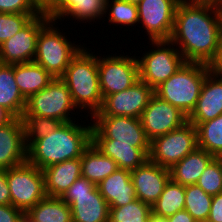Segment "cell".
I'll return each mask as SVG.
<instances>
[{
	"label": "cell",
	"instance_id": "obj_1",
	"mask_svg": "<svg viewBox=\"0 0 222 222\" xmlns=\"http://www.w3.org/2000/svg\"><path fill=\"white\" fill-rule=\"evenodd\" d=\"M222 35V3L181 0L176 8L170 41L186 62L209 64Z\"/></svg>",
	"mask_w": 222,
	"mask_h": 222
},
{
	"label": "cell",
	"instance_id": "obj_2",
	"mask_svg": "<svg viewBox=\"0 0 222 222\" xmlns=\"http://www.w3.org/2000/svg\"><path fill=\"white\" fill-rule=\"evenodd\" d=\"M79 119L80 123V120L62 123L46 137L34 141L27 148V161L43 170L66 160L80 158L92 143V120L88 117L87 120H83V117Z\"/></svg>",
	"mask_w": 222,
	"mask_h": 222
},
{
	"label": "cell",
	"instance_id": "obj_3",
	"mask_svg": "<svg viewBox=\"0 0 222 222\" xmlns=\"http://www.w3.org/2000/svg\"><path fill=\"white\" fill-rule=\"evenodd\" d=\"M91 49L87 48L86 43V47L71 60L61 77L69 88L76 108L81 114L84 111L85 117L89 118L99 112L103 104L96 55L98 53Z\"/></svg>",
	"mask_w": 222,
	"mask_h": 222
},
{
	"label": "cell",
	"instance_id": "obj_4",
	"mask_svg": "<svg viewBox=\"0 0 222 222\" xmlns=\"http://www.w3.org/2000/svg\"><path fill=\"white\" fill-rule=\"evenodd\" d=\"M62 24L50 19L41 28L34 56V62L42 66L53 78H61L71 60L86 45L85 43L83 45L81 43L75 44L76 41L72 42L68 36L72 32H64L65 29L62 27L65 25L59 28Z\"/></svg>",
	"mask_w": 222,
	"mask_h": 222
},
{
	"label": "cell",
	"instance_id": "obj_5",
	"mask_svg": "<svg viewBox=\"0 0 222 222\" xmlns=\"http://www.w3.org/2000/svg\"><path fill=\"white\" fill-rule=\"evenodd\" d=\"M209 72L208 64L185 62L176 73L154 89V94L188 117L196 106Z\"/></svg>",
	"mask_w": 222,
	"mask_h": 222
},
{
	"label": "cell",
	"instance_id": "obj_6",
	"mask_svg": "<svg viewBox=\"0 0 222 222\" xmlns=\"http://www.w3.org/2000/svg\"><path fill=\"white\" fill-rule=\"evenodd\" d=\"M148 42L149 51L137 56L139 79L155 89L176 73L186 61L170 40Z\"/></svg>",
	"mask_w": 222,
	"mask_h": 222
},
{
	"label": "cell",
	"instance_id": "obj_7",
	"mask_svg": "<svg viewBox=\"0 0 222 222\" xmlns=\"http://www.w3.org/2000/svg\"><path fill=\"white\" fill-rule=\"evenodd\" d=\"M79 112L65 82L61 78H54L46 88L27 100L23 115H37L66 123L79 120V116L86 118ZM77 115L78 117L75 118Z\"/></svg>",
	"mask_w": 222,
	"mask_h": 222
},
{
	"label": "cell",
	"instance_id": "obj_8",
	"mask_svg": "<svg viewBox=\"0 0 222 222\" xmlns=\"http://www.w3.org/2000/svg\"><path fill=\"white\" fill-rule=\"evenodd\" d=\"M60 198L70 206L73 222H109L110 206L87 178L79 177Z\"/></svg>",
	"mask_w": 222,
	"mask_h": 222
},
{
	"label": "cell",
	"instance_id": "obj_9",
	"mask_svg": "<svg viewBox=\"0 0 222 222\" xmlns=\"http://www.w3.org/2000/svg\"><path fill=\"white\" fill-rule=\"evenodd\" d=\"M111 55H97L99 83L103 99L111 94L131 87L139 80V64L137 53L132 56L111 51ZM105 55V56H104Z\"/></svg>",
	"mask_w": 222,
	"mask_h": 222
},
{
	"label": "cell",
	"instance_id": "obj_10",
	"mask_svg": "<svg viewBox=\"0 0 222 222\" xmlns=\"http://www.w3.org/2000/svg\"><path fill=\"white\" fill-rule=\"evenodd\" d=\"M11 205L28 212L45 196L43 170L28 161L6 170Z\"/></svg>",
	"mask_w": 222,
	"mask_h": 222
},
{
	"label": "cell",
	"instance_id": "obj_11",
	"mask_svg": "<svg viewBox=\"0 0 222 222\" xmlns=\"http://www.w3.org/2000/svg\"><path fill=\"white\" fill-rule=\"evenodd\" d=\"M197 147L196 127L187 121L181 127L150 142L149 160L170 169Z\"/></svg>",
	"mask_w": 222,
	"mask_h": 222
},
{
	"label": "cell",
	"instance_id": "obj_12",
	"mask_svg": "<svg viewBox=\"0 0 222 222\" xmlns=\"http://www.w3.org/2000/svg\"><path fill=\"white\" fill-rule=\"evenodd\" d=\"M92 140H114V143L131 144L136 148H150V140L140 118L129 116L94 115Z\"/></svg>",
	"mask_w": 222,
	"mask_h": 222
},
{
	"label": "cell",
	"instance_id": "obj_13",
	"mask_svg": "<svg viewBox=\"0 0 222 222\" xmlns=\"http://www.w3.org/2000/svg\"><path fill=\"white\" fill-rule=\"evenodd\" d=\"M181 0H141L137 4L140 24L149 41L170 40L175 12ZM146 30V31H145Z\"/></svg>",
	"mask_w": 222,
	"mask_h": 222
},
{
	"label": "cell",
	"instance_id": "obj_14",
	"mask_svg": "<svg viewBox=\"0 0 222 222\" xmlns=\"http://www.w3.org/2000/svg\"><path fill=\"white\" fill-rule=\"evenodd\" d=\"M50 20L42 12L21 31L0 45V64H18L34 61L37 39L41 28Z\"/></svg>",
	"mask_w": 222,
	"mask_h": 222
},
{
	"label": "cell",
	"instance_id": "obj_15",
	"mask_svg": "<svg viewBox=\"0 0 222 222\" xmlns=\"http://www.w3.org/2000/svg\"><path fill=\"white\" fill-rule=\"evenodd\" d=\"M154 95V89L140 79L124 91L106 96L95 115L140 118Z\"/></svg>",
	"mask_w": 222,
	"mask_h": 222
},
{
	"label": "cell",
	"instance_id": "obj_16",
	"mask_svg": "<svg viewBox=\"0 0 222 222\" xmlns=\"http://www.w3.org/2000/svg\"><path fill=\"white\" fill-rule=\"evenodd\" d=\"M147 138L152 141L187 122V116L167 101L153 95L140 116Z\"/></svg>",
	"mask_w": 222,
	"mask_h": 222
},
{
	"label": "cell",
	"instance_id": "obj_17",
	"mask_svg": "<svg viewBox=\"0 0 222 222\" xmlns=\"http://www.w3.org/2000/svg\"><path fill=\"white\" fill-rule=\"evenodd\" d=\"M136 198L152 206L160 197L170 179V170L149 159L141 166L130 171Z\"/></svg>",
	"mask_w": 222,
	"mask_h": 222
},
{
	"label": "cell",
	"instance_id": "obj_18",
	"mask_svg": "<svg viewBox=\"0 0 222 222\" xmlns=\"http://www.w3.org/2000/svg\"><path fill=\"white\" fill-rule=\"evenodd\" d=\"M27 161V146L21 118L0 126V169L7 170Z\"/></svg>",
	"mask_w": 222,
	"mask_h": 222
},
{
	"label": "cell",
	"instance_id": "obj_19",
	"mask_svg": "<svg viewBox=\"0 0 222 222\" xmlns=\"http://www.w3.org/2000/svg\"><path fill=\"white\" fill-rule=\"evenodd\" d=\"M222 114V76L209 72L202 84L196 106L187 117L195 127Z\"/></svg>",
	"mask_w": 222,
	"mask_h": 222
},
{
	"label": "cell",
	"instance_id": "obj_20",
	"mask_svg": "<svg viewBox=\"0 0 222 222\" xmlns=\"http://www.w3.org/2000/svg\"><path fill=\"white\" fill-rule=\"evenodd\" d=\"M46 196L61 197L82 176L81 157L43 169Z\"/></svg>",
	"mask_w": 222,
	"mask_h": 222
},
{
	"label": "cell",
	"instance_id": "obj_21",
	"mask_svg": "<svg viewBox=\"0 0 222 222\" xmlns=\"http://www.w3.org/2000/svg\"><path fill=\"white\" fill-rule=\"evenodd\" d=\"M97 188L110 207H121L136 199L131 172L117 169L97 184Z\"/></svg>",
	"mask_w": 222,
	"mask_h": 222
},
{
	"label": "cell",
	"instance_id": "obj_22",
	"mask_svg": "<svg viewBox=\"0 0 222 222\" xmlns=\"http://www.w3.org/2000/svg\"><path fill=\"white\" fill-rule=\"evenodd\" d=\"M107 157H111L119 169L132 171L149 159L150 148H136L131 144L114 143V140H92Z\"/></svg>",
	"mask_w": 222,
	"mask_h": 222
},
{
	"label": "cell",
	"instance_id": "obj_23",
	"mask_svg": "<svg viewBox=\"0 0 222 222\" xmlns=\"http://www.w3.org/2000/svg\"><path fill=\"white\" fill-rule=\"evenodd\" d=\"M214 158V155L197 147L169 169L170 178L182 186L196 184L205 168Z\"/></svg>",
	"mask_w": 222,
	"mask_h": 222
},
{
	"label": "cell",
	"instance_id": "obj_24",
	"mask_svg": "<svg viewBox=\"0 0 222 222\" xmlns=\"http://www.w3.org/2000/svg\"><path fill=\"white\" fill-rule=\"evenodd\" d=\"M14 76L23 97L28 100L54 79L42 66L32 62L14 64Z\"/></svg>",
	"mask_w": 222,
	"mask_h": 222
},
{
	"label": "cell",
	"instance_id": "obj_25",
	"mask_svg": "<svg viewBox=\"0 0 222 222\" xmlns=\"http://www.w3.org/2000/svg\"><path fill=\"white\" fill-rule=\"evenodd\" d=\"M26 103L15 80L14 64H0V106L14 117L22 118Z\"/></svg>",
	"mask_w": 222,
	"mask_h": 222
},
{
	"label": "cell",
	"instance_id": "obj_26",
	"mask_svg": "<svg viewBox=\"0 0 222 222\" xmlns=\"http://www.w3.org/2000/svg\"><path fill=\"white\" fill-rule=\"evenodd\" d=\"M118 169L117 163L104 155L91 143L81 156V174L94 184H99Z\"/></svg>",
	"mask_w": 222,
	"mask_h": 222
},
{
	"label": "cell",
	"instance_id": "obj_27",
	"mask_svg": "<svg viewBox=\"0 0 222 222\" xmlns=\"http://www.w3.org/2000/svg\"><path fill=\"white\" fill-rule=\"evenodd\" d=\"M28 213L39 222H73L70 206L60 197L45 196Z\"/></svg>",
	"mask_w": 222,
	"mask_h": 222
},
{
	"label": "cell",
	"instance_id": "obj_28",
	"mask_svg": "<svg viewBox=\"0 0 222 222\" xmlns=\"http://www.w3.org/2000/svg\"><path fill=\"white\" fill-rule=\"evenodd\" d=\"M105 12L106 0H77L57 21L61 23L70 19V21L74 20L73 23L87 24L88 22V25H92L104 20Z\"/></svg>",
	"mask_w": 222,
	"mask_h": 222
},
{
	"label": "cell",
	"instance_id": "obj_29",
	"mask_svg": "<svg viewBox=\"0 0 222 222\" xmlns=\"http://www.w3.org/2000/svg\"><path fill=\"white\" fill-rule=\"evenodd\" d=\"M184 206L185 186L170 178L158 200L151 206V210L154 214L167 218L177 211L184 210Z\"/></svg>",
	"mask_w": 222,
	"mask_h": 222
},
{
	"label": "cell",
	"instance_id": "obj_30",
	"mask_svg": "<svg viewBox=\"0 0 222 222\" xmlns=\"http://www.w3.org/2000/svg\"><path fill=\"white\" fill-rule=\"evenodd\" d=\"M198 148L218 157L222 154V114L196 126Z\"/></svg>",
	"mask_w": 222,
	"mask_h": 222
},
{
	"label": "cell",
	"instance_id": "obj_31",
	"mask_svg": "<svg viewBox=\"0 0 222 222\" xmlns=\"http://www.w3.org/2000/svg\"><path fill=\"white\" fill-rule=\"evenodd\" d=\"M108 14V15H107ZM108 16V17H107ZM109 21V25H119V28H136L138 27L139 15L137 10V4L127 2L125 0H106V12L104 21L106 18ZM131 26V27H130Z\"/></svg>",
	"mask_w": 222,
	"mask_h": 222
},
{
	"label": "cell",
	"instance_id": "obj_32",
	"mask_svg": "<svg viewBox=\"0 0 222 222\" xmlns=\"http://www.w3.org/2000/svg\"><path fill=\"white\" fill-rule=\"evenodd\" d=\"M213 196L207 194L197 184L185 186L184 209L196 222H206L210 214Z\"/></svg>",
	"mask_w": 222,
	"mask_h": 222
},
{
	"label": "cell",
	"instance_id": "obj_33",
	"mask_svg": "<svg viewBox=\"0 0 222 222\" xmlns=\"http://www.w3.org/2000/svg\"><path fill=\"white\" fill-rule=\"evenodd\" d=\"M22 122L27 148L36 140L46 137L63 123L60 120L37 115H23Z\"/></svg>",
	"mask_w": 222,
	"mask_h": 222
},
{
	"label": "cell",
	"instance_id": "obj_34",
	"mask_svg": "<svg viewBox=\"0 0 222 222\" xmlns=\"http://www.w3.org/2000/svg\"><path fill=\"white\" fill-rule=\"evenodd\" d=\"M151 206L135 199L121 207H110L109 222H148Z\"/></svg>",
	"mask_w": 222,
	"mask_h": 222
},
{
	"label": "cell",
	"instance_id": "obj_35",
	"mask_svg": "<svg viewBox=\"0 0 222 222\" xmlns=\"http://www.w3.org/2000/svg\"><path fill=\"white\" fill-rule=\"evenodd\" d=\"M41 13H0V45Z\"/></svg>",
	"mask_w": 222,
	"mask_h": 222
},
{
	"label": "cell",
	"instance_id": "obj_36",
	"mask_svg": "<svg viewBox=\"0 0 222 222\" xmlns=\"http://www.w3.org/2000/svg\"><path fill=\"white\" fill-rule=\"evenodd\" d=\"M196 184L211 196L222 192V166L217 157L208 164Z\"/></svg>",
	"mask_w": 222,
	"mask_h": 222
},
{
	"label": "cell",
	"instance_id": "obj_37",
	"mask_svg": "<svg viewBox=\"0 0 222 222\" xmlns=\"http://www.w3.org/2000/svg\"><path fill=\"white\" fill-rule=\"evenodd\" d=\"M0 13H42L32 0H0Z\"/></svg>",
	"mask_w": 222,
	"mask_h": 222
},
{
	"label": "cell",
	"instance_id": "obj_38",
	"mask_svg": "<svg viewBox=\"0 0 222 222\" xmlns=\"http://www.w3.org/2000/svg\"><path fill=\"white\" fill-rule=\"evenodd\" d=\"M77 0H52L43 11L52 20H58Z\"/></svg>",
	"mask_w": 222,
	"mask_h": 222
},
{
	"label": "cell",
	"instance_id": "obj_39",
	"mask_svg": "<svg viewBox=\"0 0 222 222\" xmlns=\"http://www.w3.org/2000/svg\"><path fill=\"white\" fill-rule=\"evenodd\" d=\"M23 211L11 204L0 205V222H20Z\"/></svg>",
	"mask_w": 222,
	"mask_h": 222
},
{
	"label": "cell",
	"instance_id": "obj_40",
	"mask_svg": "<svg viewBox=\"0 0 222 222\" xmlns=\"http://www.w3.org/2000/svg\"><path fill=\"white\" fill-rule=\"evenodd\" d=\"M207 222H222V192L213 196Z\"/></svg>",
	"mask_w": 222,
	"mask_h": 222
},
{
	"label": "cell",
	"instance_id": "obj_41",
	"mask_svg": "<svg viewBox=\"0 0 222 222\" xmlns=\"http://www.w3.org/2000/svg\"><path fill=\"white\" fill-rule=\"evenodd\" d=\"M11 204V195L6 180V170L0 169V205Z\"/></svg>",
	"mask_w": 222,
	"mask_h": 222
},
{
	"label": "cell",
	"instance_id": "obj_42",
	"mask_svg": "<svg viewBox=\"0 0 222 222\" xmlns=\"http://www.w3.org/2000/svg\"><path fill=\"white\" fill-rule=\"evenodd\" d=\"M209 71L222 76V35L215 57L208 64Z\"/></svg>",
	"mask_w": 222,
	"mask_h": 222
},
{
	"label": "cell",
	"instance_id": "obj_43",
	"mask_svg": "<svg viewBox=\"0 0 222 222\" xmlns=\"http://www.w3.org/2000/svg\"><path fill=\"white\" fill-rule=\"evenodd\" d=\"M168 222H196L194 218L184 209L177 211L174 215L167 217Z\"/></svg>",
	"mask_w": 222,
	"mask_h": 222
},
{
	"label": "cell",
	"instance_id": "obj_44",
	"mask_svg": "<svg viewBox=\"0 0 222 222\" xmlns=\"http://www.w3.org/2000/svg\"><path fill=\"white\" fill-rule=\"evenodd\" d=\"M14 116L4 107L0 106V126L10 122Z\"/></svg>",
	"mask_w": 222,
	"mask_h": 222
},
{
	"label": "cell",
	"instance_id": "obj_45",
	"mask_svg": "<svg viewBox=\"0 0 222 222\" xmlns=\"http://www.w3.org/2000/svg\"><path fill=\"white\" fill-rule=\"evenodd\" d=\"M52 0H32V2L43 12Z\"/></svg>",
	"mask_w": 222,
	"mask_h": 222
},
{
	"label": "cell",
	"instance_id": "obj_46",
	"mask_svg": "<svg viewBox=\"0 0 222 222\" xmlns=\"http://www.w3.org/2000/svg\"><path fill=\"white\" fill-rule=\"evenodd\" d=\"M148 222H168V221H167L166 217L159 216V215H156L153 212H151L149 215Z\"/></svg>",
	"mask_w": 222,
	"mask_h": 222
},
{
	"label": "cell",
	"instance_id": "obj_47",
	"mask_svg": "<svg viewBox=\"0 0 222 222\" xmlns=\"http://www.w3.org/2000/svg\"><path fill=\"white\" fill-rule=\"evenodd\" d=\"M20 222H39L33 218L28 212H23Z\"/></svg>",
	"mask_w": 222,
	"mask_h": 222
},
{
	"label": "cell",
	"instance_id": "obj_48",
	"mask_svg": "<svg viewBox=\"0 0 222 222\" xmlns=\"http://www.w3.org/2000/svg\"><path fill=\"white\" fill-rule=\"evenodd\" d=\"M125 1L133 3V4H138L141 0H125Z\"/></svg>",
	"mask_w": 222,
	"mask_h": 222
},
{
	"label": "cell",
	"instance_id": "obj_49",
	"mask_svg": "<svg viewBox=\"0 0 222 222\" xmlns=\"http://www.w3.org/2000/svg\"><path fill=\"white\" fill-rule=\"evenodd\" d=\"M217 158L219 159V161H220V163H221V166H222V154L219 155Z\"/></svg>",
	"mask_w": 222,
	"mask_h": 222
},
{
	"label": "cell",
	"instance_id": "obj_50",
	"mask_svg": "<svg viewBox=\"0 0 222 222\" xmlns=\"http://www.w3.org/2000/svg\"><path fill=\"white\" fill-rule=\"evenodd\" d=\"M208 1H215V2L222 3V0H208Z\"/></svg>",
	"mask_w": 222,
	"mask_h": 222
}]
</instances>
